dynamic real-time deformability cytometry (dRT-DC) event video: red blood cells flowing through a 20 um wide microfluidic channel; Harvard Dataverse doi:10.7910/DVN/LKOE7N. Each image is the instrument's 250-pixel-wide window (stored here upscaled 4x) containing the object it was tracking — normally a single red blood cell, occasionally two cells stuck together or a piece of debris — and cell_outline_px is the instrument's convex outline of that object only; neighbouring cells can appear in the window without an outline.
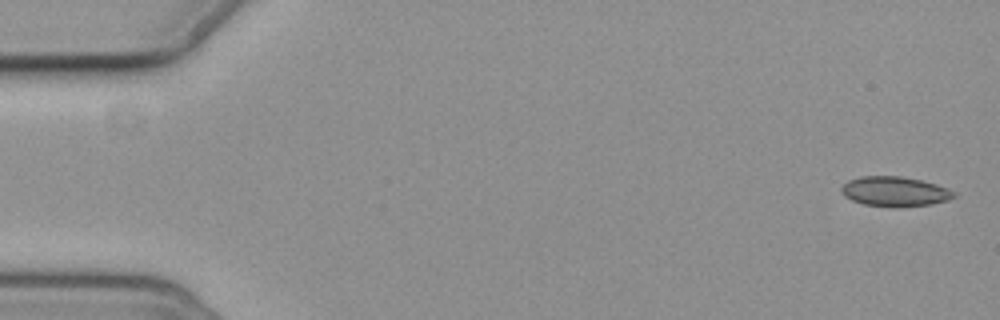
{"species": "common noctule bat (a hibernating species)", "species_latin": "Nyctalus noctula", "temperature_condition": "cold", "stored_images_in_passage": 5, "camera_frame_rate_fps": 3000, "um_per_image_px": 0.085, "animal": {"sex": "female", "body_mass_g": 19.3, "forearm_length_mm": 54.1}, "frame": {"image": 1, "passage_image": 1, "time_ms": 0.0, "image_size_px": [1000, 320], "cell_outline_px": [[956, 196], [948, 200], [932, 204], [900, 208], [892, 208], [864, 204], [852, 200], [844, 196], [840, 192], [840, 188], [848, 180], [860, 176], [900, 176], [920, 180], [936, 184], [948, 188], [956, 192]], "centroid_in_image_um": [76.06, 16.29], "position_along_channel_um": 8.9, "area_um2": 19.88}}
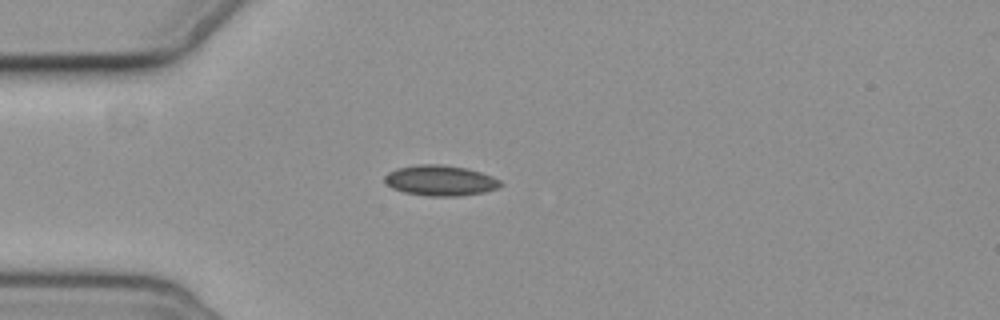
{"frame": {"image": 2, "passage_image": 5, "time_ms": 4.667, "image_size_px": [1000, 320], "cell_outline_px": [[504, 184], [496, 188], [484, 192], [460, 196], [428, 196], [404, 192], [392, 188], [384, 180], [384, 176], [388, 172], [396, 168], [416, 164], [444, 164], [468, 168], [492, 176], [500, 180]], "centroid_in_image_um": [37.42, 15.33], "position_along_channel_um": 47.6, "area_um2": 20.75}}